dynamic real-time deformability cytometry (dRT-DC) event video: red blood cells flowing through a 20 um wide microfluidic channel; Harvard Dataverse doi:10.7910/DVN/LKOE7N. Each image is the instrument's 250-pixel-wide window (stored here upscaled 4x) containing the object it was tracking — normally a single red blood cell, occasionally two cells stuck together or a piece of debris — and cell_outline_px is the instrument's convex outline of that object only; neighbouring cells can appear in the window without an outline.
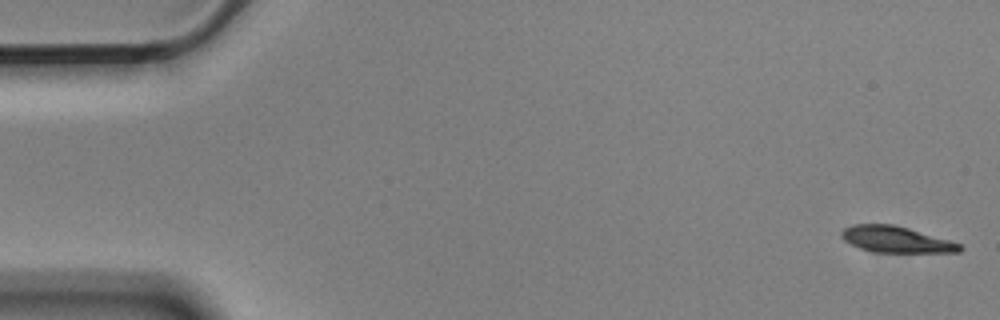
{"species": "Egyptian fruit bat (a non-hibernating species)", "species_latin": "Rousettus aegyptiacus", "temperature_condition": "cold", "stored_images_in_passage": 6, "camera_frame_rate_fps": 3000, "um_per_image_px": 0.085, "animal": {"sex": "male"}, "frame": {"image": 1, "passage_image": 1, "time_ms": 0.0, "image_size_px": [1000, 320], "cell_outline_px": [[964, 248], [960, 252], [872, 252], [860, 248], [844, 240], [840, 236], [840, 232], [844, 228], [852, 224], [892, 224], [908, 228], [948, 240], [960, 244]], "centroid_in_image_um": [76.13, 20.35], "position_along_channel_um": 8.9, "area_um2": 17.92}}